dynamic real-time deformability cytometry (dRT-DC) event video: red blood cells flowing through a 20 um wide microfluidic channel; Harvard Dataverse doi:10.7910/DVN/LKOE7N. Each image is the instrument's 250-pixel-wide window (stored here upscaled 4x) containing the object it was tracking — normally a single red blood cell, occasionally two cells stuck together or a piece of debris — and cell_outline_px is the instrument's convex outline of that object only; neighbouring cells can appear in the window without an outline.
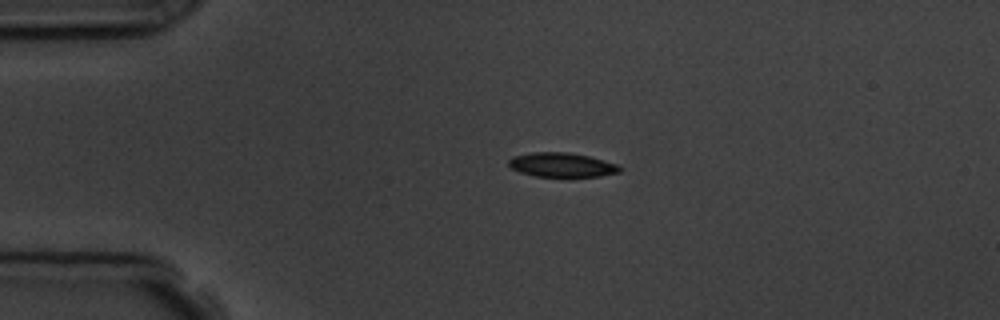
{"species": "common noctule bat (a hibernating species)", "species_latin": "Nyctalus noctula", "temperature_condition": "room temperature", "stored_images_in_passage": 5, "camera_frame_rate_fps": 3000, "um_per_image_px": 0.085, "animal": {"sex": "male", "body_mass_g": 19.5, "forearm_length_mm": 54.6}, "frame": {"image": 1, "passage_image": 3, "time_ms": 2.333, "image_size_px": [1000, 320], "cell_outline_px": [[624, 168], [620, 172], [600, 176], [536, 176], [520, 172], [512, 168], [508, 164], [508, 160], [512, 156], [532, 152], [568, 152], [588, 156], [604, 160], [616, 164]], "centroid_in_image_um": [47.76, 14.0], "position_along_channel_um": 37.2, "area_um2": 15.66}}
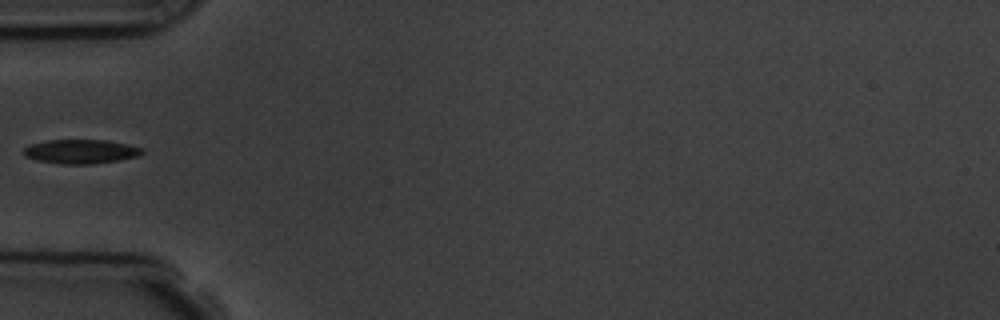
{"frame": {"image": 2, "passage_image": 4, "time_ms": 4.333, "image_size_px": [1000, 320], "cell_outline_px": [[144, 152], [136, 156], [120, 160], [92, 164], [60, 164], [36, 160], [24, 156], [24, 148], [32, 144], [48, 140], [108, 140], [128, 144], [144, 148]], "centroid_in_image_um": [6.89, 12.88], "position_along_channel_um": 78.1, "area_um2": 16.7}}